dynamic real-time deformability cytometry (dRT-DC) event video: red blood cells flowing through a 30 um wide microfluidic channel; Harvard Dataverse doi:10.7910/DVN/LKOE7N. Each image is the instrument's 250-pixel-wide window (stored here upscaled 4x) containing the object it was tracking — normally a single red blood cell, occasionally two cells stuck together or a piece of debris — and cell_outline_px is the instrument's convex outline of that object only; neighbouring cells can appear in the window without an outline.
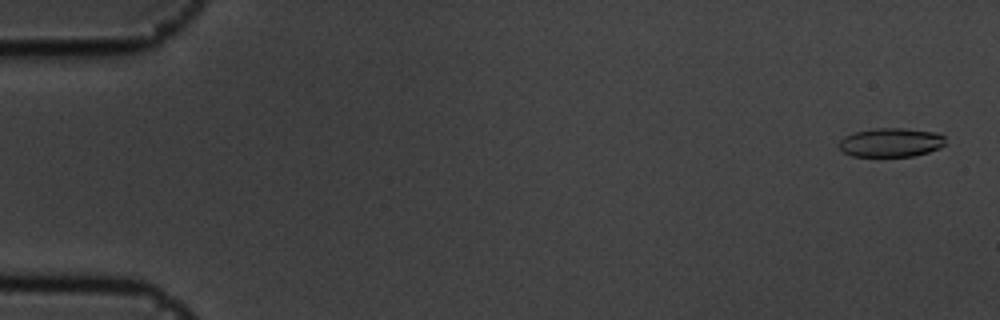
{"species": "common noctule bat (a hibernating species)", "species_latin": "Nyctalus noctula", "temperature_condition": "cold", "stored_images_in_passage": 56, "camera_frame_rate_fps": 3000, "um_per_image_px": 0.085, "animal": {"sex": "male", "body_mass_g": 19.5, "forearm_length_mm": 54.6}, "frame": {"image": 1, "passage_image": 2, "time_ms": 0.333, "image_size_px": [1000, 320], "cell_outline_px": [[944, 144], [940, 148], [928, 152], [912, 156], [852, 156], [844, 152], [840, 148], [840, 140], [844, 136], [856, 132], [876, 128], [904, 128], [936, 132], [944, 136]], "centroid_in_image_um": [75.74, 12.1], "position_along_channel_um": 9.3, "area_um2": 17.8}}
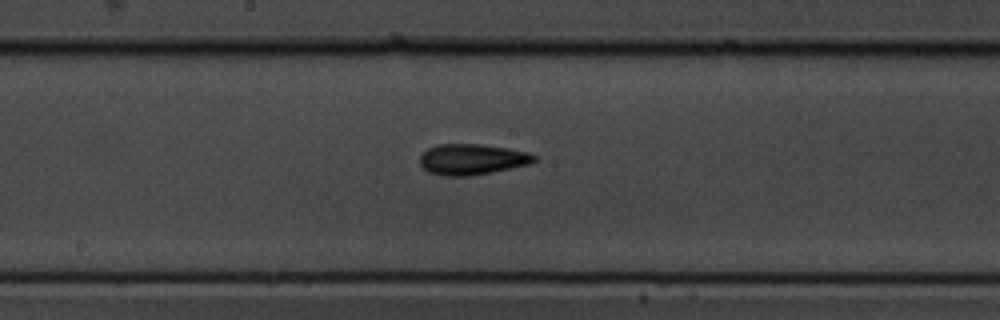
{"frame": {"image": 2, "passage_image": 30, "time_ms": 9.667, "image_size_px": [1000, 320], "cell_outline_px": [[536, 160], [528, 164], [492, 172], [468, 176], [440, 176], [428, 172], [420, 164], [420, 156], [428, 148], [436, 144], [480, 144], [508, 148], [528, 152], [536, 156]], "centroid_in_image_um": [40.09, 13.54], "position_along_channel_um": 208.1, "area_um2": 20.52}}
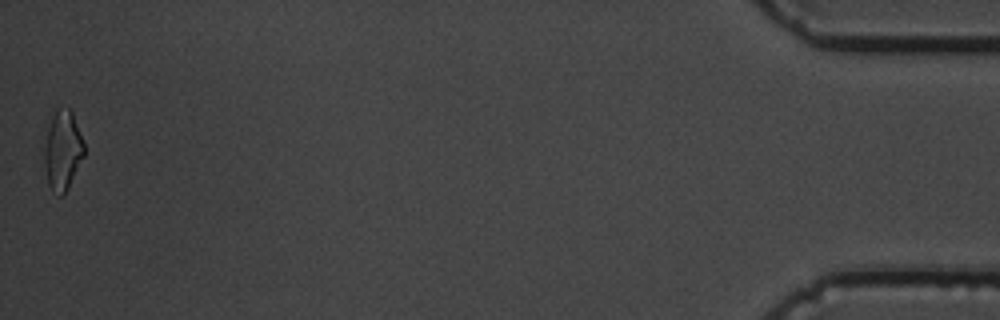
{"frame": {"image": 3, "passage_image": 56, "time_ms": 18.333, "image_size_px": [1000, 320], "cell_outline_px": [[84, 156], [68, 188], [60, 196], [56, 196], [52, 192], [48, 184], [44, 164], [44, 148], [48, 128], [52, 116], [56, 108], [68, 108], [72, 112], [84, 144]], "centroid_in_image_um": [5.31, 12.81], "position_along_channel_um": 429.9, "area_um2": 18.32}, "authors_computed_cell_mechanics": {"area_um2": 18.8428, "velocity_mm_per_s": 3.6066, "shape_relaxation_time_tau1_ms": 10.9838, "shape_relaxation_time_tau2_ms": 4.0979, "deformation_change_tau1": 0.1978, "deformation_change_tau2": 0.1286}}